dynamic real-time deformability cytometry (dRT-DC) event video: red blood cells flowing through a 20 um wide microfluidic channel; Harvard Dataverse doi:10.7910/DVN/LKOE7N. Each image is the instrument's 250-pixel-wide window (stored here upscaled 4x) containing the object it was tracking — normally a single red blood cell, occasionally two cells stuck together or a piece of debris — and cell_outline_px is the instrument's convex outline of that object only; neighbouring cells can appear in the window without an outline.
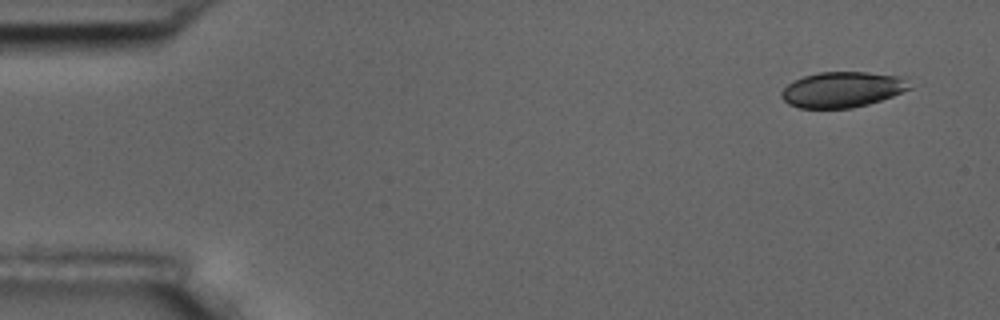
{"species": "common noctule bat (a hibernating species)", "species_latin": "Nyctalus noctula", "temperature_condition": "room temperature", "stored_images_in_passage": 7, "camera_frame_rate_fps": 3000, "um_per_image_px": 0.085, "animal": {"sex": "male", "body_mass_g": 17.5, "forearm_length_mm": 52.3}, "frame": {"image": 1, "passage_image": 1, "time_ms": 0.0, "image_size_px": [1000, 320], "cell_outline_px": [[912, 88], [892, 96], [868, 104], [852, 108], [800, 108], [788, 104], [780, 96], [780, 92], [792, 80], [804, 76], [820, 72], [868, 72], [900, 76]], "centroid_in_image_um": [71.55, 7.61], "position_along_channel_um": 13.5, "area_um2": 26.47}}
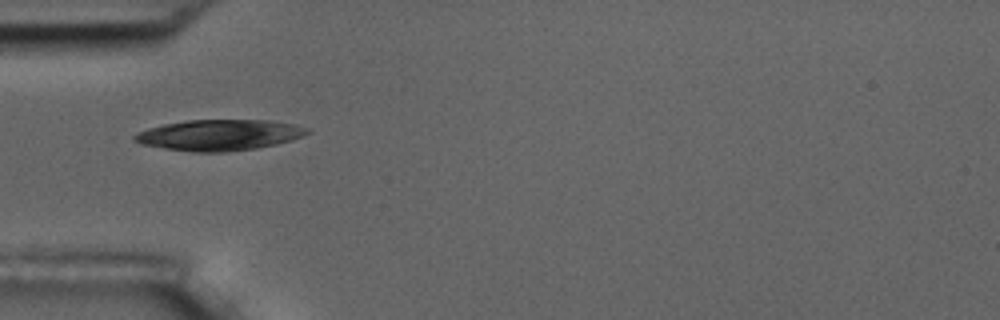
{"frame": {"image": 2, "passage_image": 5, "time_ms": 4.667, "image_size_px": [1000, 320], "cell_outline_px": [[312, 132], [292, 140], [276, 144], [256, 148], [224, 152], [192, 152], [164, 148], [140, 144], [132, 140], [132, 136], [136, 132], [148, 128], [164, 124], [188, 120], [268, 120], [292, 124], [308, 128]], "centroid_in_image_um": [18.6, 11.48], "position_along_channel_um": 66.4, "area_um2": 31.15}}